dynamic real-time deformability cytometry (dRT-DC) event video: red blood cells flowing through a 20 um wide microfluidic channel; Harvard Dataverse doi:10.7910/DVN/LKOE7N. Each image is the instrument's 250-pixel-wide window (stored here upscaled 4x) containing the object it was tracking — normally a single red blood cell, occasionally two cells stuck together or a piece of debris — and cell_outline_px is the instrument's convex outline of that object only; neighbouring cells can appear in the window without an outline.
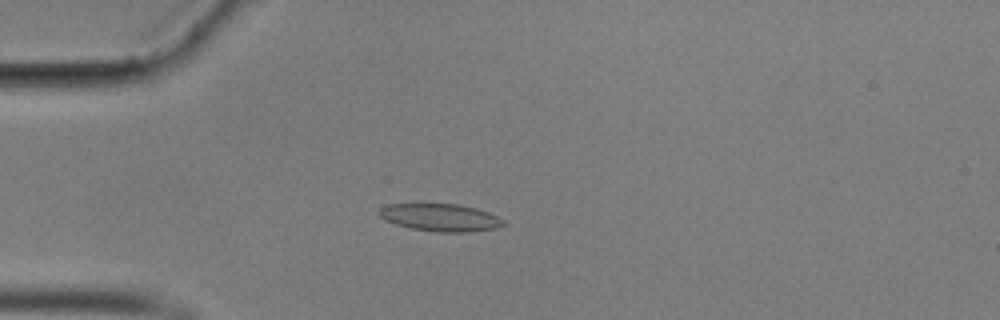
{"species": "common noctule bat (a hibernating species)", "species_latin": "Nyctalus noctula", "temperature_condition": "cold", "stored_images_in_passage": 57, "camera_frame_rate_fps": 3000, "um_per_image_px": 0.085, "animal": {"sex": "male", "body_mass_g": 17.9}, "frame": {"image": 1, "passage_image": 15, "time_ms": 4.667, "image_size_px": [1000, 320], "cell_outline_px": [[504, 224], [496, 228], [472, 232], [436, 232], [412, 228], [396, 224], [384, 220], [376, 212], [380, 208], [388, 204], [460, 204], [476, 208], [488, 212], [504, 220]], "centroid_in_image_um": [37.42, 18.49], "position_along_channel_um": 47.6, "area_um2": 19.94}}
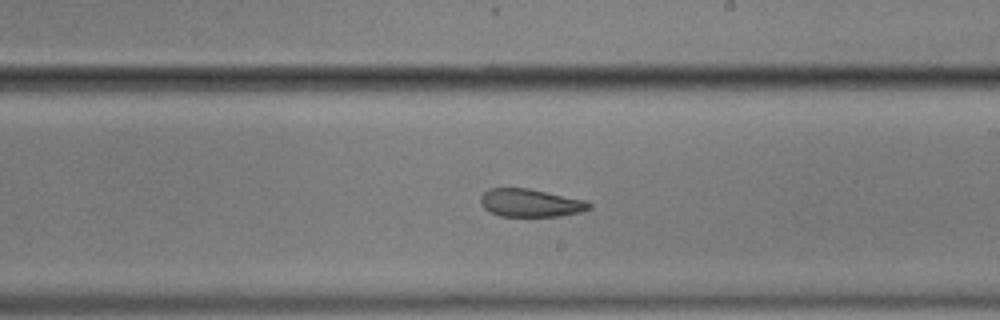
{"frame": {"image": 2, "passage_image": 33, "time_ms": 10.667, "image_size_px": [1000, 320], "cell_outline_px": [[592, 208], [580, 212], [560, 216], [500, 216], [488, 212], [480, 204], [480, 196], [488, 188], [528, 188], [584, 200], [592, 204]], "centroid_in_image_um": [45.05, 17.25], "position_along_channel_um": 243.9, "area_um2": 17.74}}
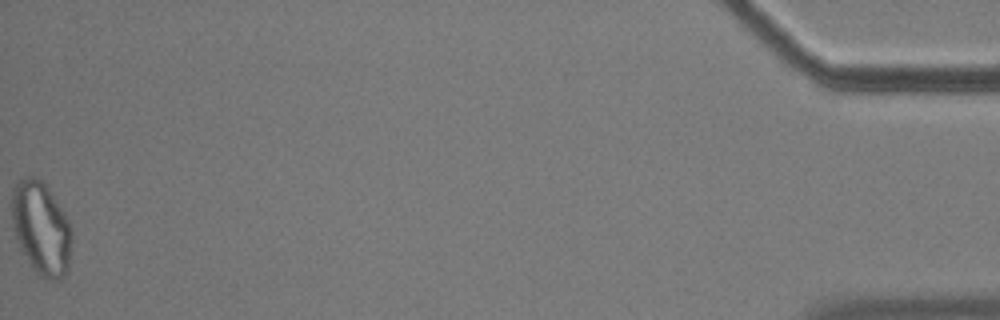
{"frame": {"image": 3, "passage_image": 57, "time_ms": 18.667, "image_size_px": [1000, 320], "cell_outline_px": [[72, 240], [68, 268], [64, 276], [56, 280], [48, 280], [40, 276], [32, 268], [20, 248], [12, 228], [12, 192], [16, 184], [24, 176], [32, 176], [40, 180], [48, 188], [64, 212], [68, 220], [72, 232]], "centroid_in_image_um": [3.5, 19.42], "position_along_channel_um": 431.7, "area_um2": 32.54}, "authors_computed_cell_mechanics": {"area_um2": 19.652, "velocity_mm_per_s": 3.5258, "shape_relaxation_time_tau1_ms": null, "shape_relaxation_time_tau2_ms": 3.7612, "deformation_change_tau1": null, "deformation_change_tau2": 0.1174}}